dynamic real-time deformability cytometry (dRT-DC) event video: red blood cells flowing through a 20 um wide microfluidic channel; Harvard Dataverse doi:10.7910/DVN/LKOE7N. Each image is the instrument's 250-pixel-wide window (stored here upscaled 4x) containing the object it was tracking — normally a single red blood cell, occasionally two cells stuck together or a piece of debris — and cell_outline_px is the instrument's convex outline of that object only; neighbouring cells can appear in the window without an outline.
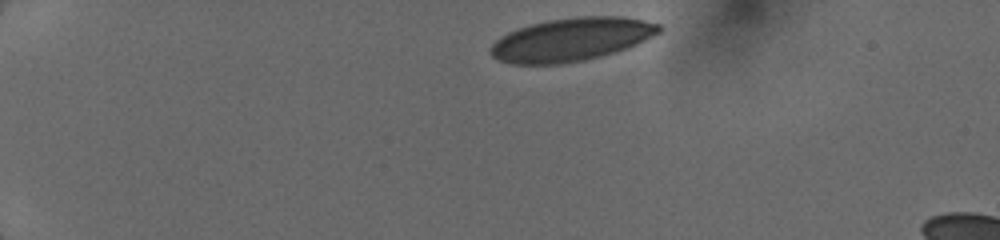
{"species": "human", "species_latin": "Homo sapiens", "temperature_condition": "cold", "stored_images_in_passage": 5, "camera_frame_rate_fps": 3000, "um_per_image_px": 0.085, "donor": {"sex": "female"}, "frame": {"image": 1, "passage_image": 1, "time_ms": 0.0, "image_size_px": [1000, 240], "cell_outline_px": [[660, 32], [628, 48], [600, 56], [584, 60], [560, 64], [512, 64], [496, 60], [488, 52], [488, 48], [500, 36], [508, 32], [532, 24], [548, 20], [580, 16], [624, 16], [644, 20], [660, 24]], "centroid_in_image_um": [48.53, 3.36], "position_along_channel_um": 36.5, "area_um2": 42.43}}
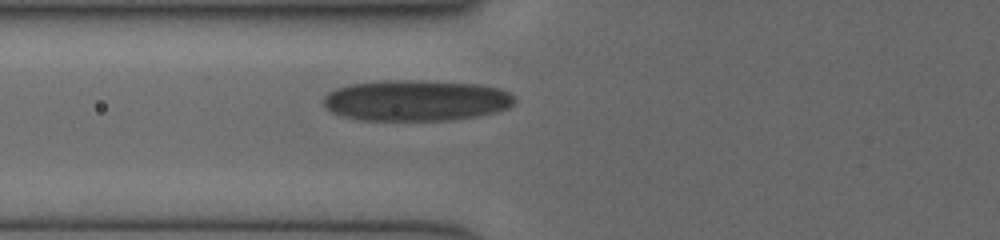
{"frame": {"image": 2, "passage_image": 5, "time_ms": 3.333, "image_size_px": [1000, 240], "cell_outline_px": [[516, 100], [508, 108], [496, 112], [480, 116], [452, 120], [356, 120], [340, 116], [332, 112], [324, 104], [324, 96], [328, 92], [336, 88], [348, 84], [384, 80], [420, 80], [480, 84], [500, 88], [508, 92]], "centroid_in_image_um": [35.36, 8.54], "position_along_channel_um": 90.4, "area_um2": 46.07}}